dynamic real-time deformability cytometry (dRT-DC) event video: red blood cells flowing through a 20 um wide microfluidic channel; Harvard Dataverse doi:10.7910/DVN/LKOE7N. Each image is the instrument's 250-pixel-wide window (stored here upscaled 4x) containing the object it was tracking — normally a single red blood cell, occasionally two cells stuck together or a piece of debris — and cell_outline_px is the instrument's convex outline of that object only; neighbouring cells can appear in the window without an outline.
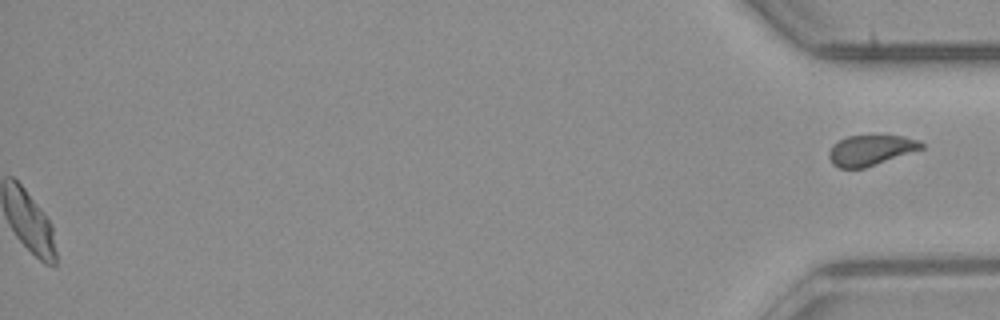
{"species": "common noctule bat (a hibernating species)", "species_latin": "Nyctalus noctula", "temperature_condition": "room temperature", "stored_images_in_passage": 47, "segment_of_instrument_passage": [2, 2], "camera_frame_rate_fps": 3000, "um_per_image_px": 0.085, "animal": {"sex": "male", "body_mass_g": 23.1, "forearm_length_mm": 52.7}, "frame": {"image": 1, "passage_image": 47, "time_ms": 15.333, "image_size_px": [1000, 320], "cell_outline_px": [[924, 148], [864, 168], [840, 168], [832, 164], [828, 156], [828, 152], [832, 144], [848, 136], [904, 136], [916, 140], [924, 144]], "centroid_in_image_um": [73.97, 12.77], "position_along_channel_um": 361.2, "area_um2": 16.18}}